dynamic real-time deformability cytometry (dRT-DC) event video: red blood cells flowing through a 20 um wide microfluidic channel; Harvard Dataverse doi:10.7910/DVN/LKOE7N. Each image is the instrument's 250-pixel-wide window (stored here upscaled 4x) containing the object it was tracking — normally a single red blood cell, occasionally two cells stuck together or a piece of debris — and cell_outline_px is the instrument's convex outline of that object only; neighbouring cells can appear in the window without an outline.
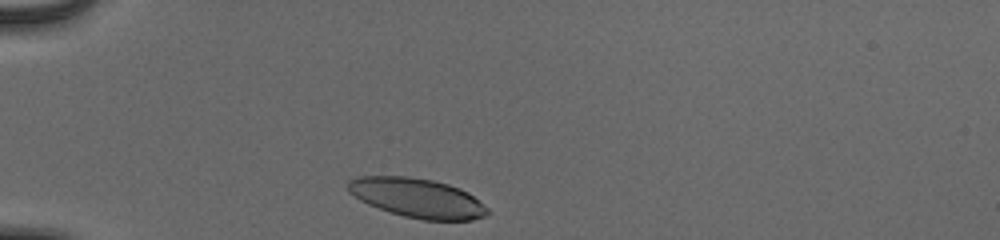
{"species": "human", "species_latin": "Homo sapiens", "temperature_condition": "cold", "stored_images_in_passage": 32, "camera_frame_rate_fps": 3000, "um_per_image_px": 0.085, "donor": {"sex": "male"}, "frame": {"image": 1, "passage_image": 1, "time_ms": 0.0, "image_size_px": [1000, 240], "cell_outline_px": [[488, 216], [472, 220], [424, 220], [404, 216], [368, 204], [360, 200], [348, 192], [348, 180], [360, 176], [408, 176], [432, 180], [448, 184], [460, 188], [468, 192], [488, 208]], "centroid_in_image_um": [35.48, 16.82], "position_along_channel_um": 49.5, "area_um2": 31.91}}
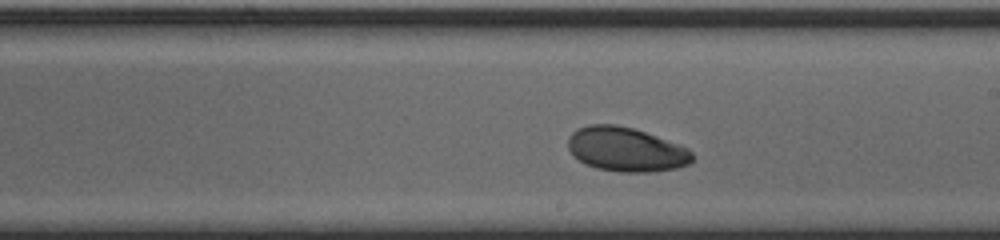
{"frame": {"image": 2, "passage_image": 18, "time_ms": 5.667, "image_size_px": [1000, 240], "cell_outline_px": [[692, 160], [688, 164], [676, 168], [648, 172], [620, 172], [596, 168], [584, 164], [568, 148], [568, 136], [572, 132], [588, 124], [616, 124], [632, 128], [644, 132], [688, 148], [692, 152]], "centroid_in_image_um": [53.19, 12.7], "position_along_channel_um": 235.8, "area_um2": 31.73}}
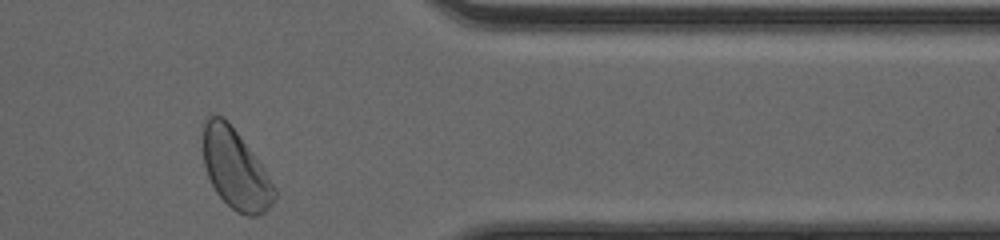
{"frame": {"image": 3, "passage_image": 31, "time_ms": 10.0, "image_size_px": [1000, 240], "cell_outline_px": [[276, 196], [272, 204], [264, 212], [256, 216], [248, 216], [236, 212], [216, 192], [208, 176], [204, 164], [200, 140], [204, 120], [208, 116], [224, 116], [228, 120], [264, 168], [276, 188]], "centroid_in_image_um": [19.98, 14.34], "position_along_channel_um": 391.4, "area_um2": 33.47}, "authors_computed_cell_mechanics": {"area_um2": 32.1368, "velocity_mm_per_s": 3.8448, "shape_relaxation_time_tau1_ms": 10.242, "shape_relaxation_time_tau2_ms": 5.1727, "deformation_change_tau1": 0.2743, "deformation_change_tau2": 0.0799}}